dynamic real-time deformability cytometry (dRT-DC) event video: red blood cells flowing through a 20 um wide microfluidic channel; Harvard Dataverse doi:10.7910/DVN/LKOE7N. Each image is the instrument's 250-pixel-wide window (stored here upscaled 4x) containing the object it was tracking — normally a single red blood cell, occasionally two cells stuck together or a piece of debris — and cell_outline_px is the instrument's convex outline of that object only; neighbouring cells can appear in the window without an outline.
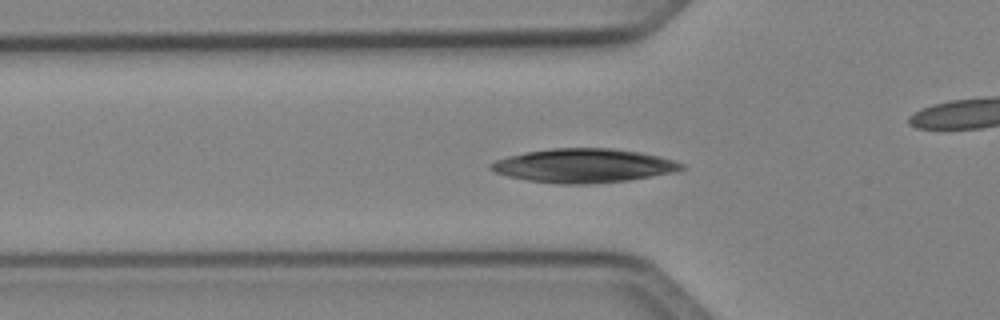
{"species": "Egyptian fruit bat (a non-hibernating species)", "species_latin": "Rousettus aegyptiacus", "temperature_condition": "cold", "stored_images_in_passage": 38, "camera_frame_rate_fps": 3000, "um_per_image_px": 0.085, "animal": {"sex": "female"}, "frame": {"image": 1, "passage_image": 4, "time_ms": 1.0, "image_size_px": [1000, 320], "cell_outline_px": [[684, 168], [676, 172], [628, 180], [588, 184], [556, 184], [528, 180], [508, 176], [492, 172], [488, 168], [488, 164], [496, 160], [508, 156], [524, 152], [552, 148], [612, 148], [640, 152], [660, 156], [684, 164]], "centroid_in_image_um": [49.57, 14.08], "position_along_channel_um": 76.2, "area_um2": 37.86}}
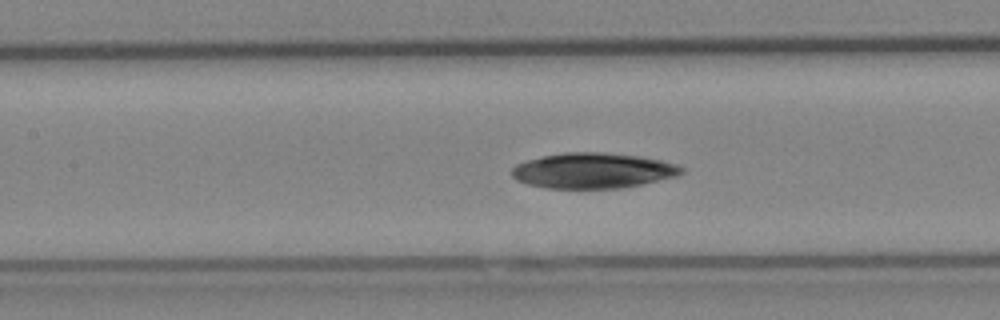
{"frame": {"image": 2, "passage_image": 10, "time_ms": 3.0, "image_size_px": [1000, 320], "cell_outline_px": [[684, 172], [676, 176], [640, 184], [620, 188], [544, 188], [528, 184], [516, 180], [512, 176], [512, 168], [516, 164], [524, 160], [564, 152], [604, 152], [640, 156], [660, 160], [676, 164], [684, 168]], "centroid_in_image_um": [50.37, 14.49], "position_along_channel_um": 157.0, "area_um2": 35.03}}
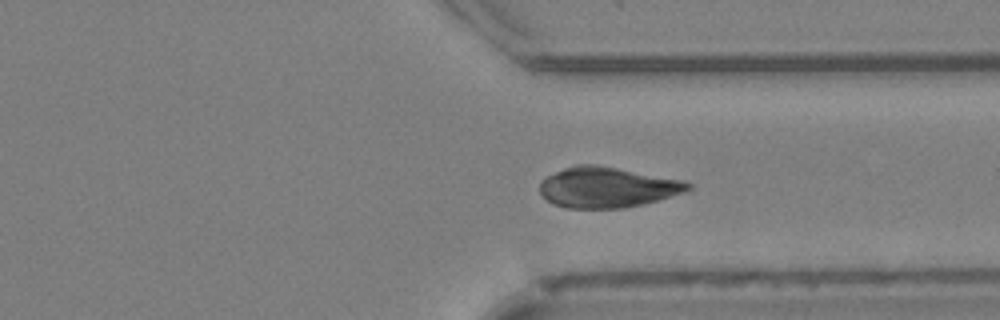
{"frame": {"image": 3, "passage_image": 25, "time_ms": 8.0, "image_size_px": [1000, 320], "cell_outline_px": [[692, 188], [688, 192], [660, 200], [644, 204], [624, 208], [568, 208], [552, 204], [540, 192], [540, 180], [564, 168], [576, 164], [596, 164], [684, 180], [692, 184]], "centroid_in_image_um": [51.67, 15.92], "position_along_channel_um": 359.7, "area_um2": 35.26}}